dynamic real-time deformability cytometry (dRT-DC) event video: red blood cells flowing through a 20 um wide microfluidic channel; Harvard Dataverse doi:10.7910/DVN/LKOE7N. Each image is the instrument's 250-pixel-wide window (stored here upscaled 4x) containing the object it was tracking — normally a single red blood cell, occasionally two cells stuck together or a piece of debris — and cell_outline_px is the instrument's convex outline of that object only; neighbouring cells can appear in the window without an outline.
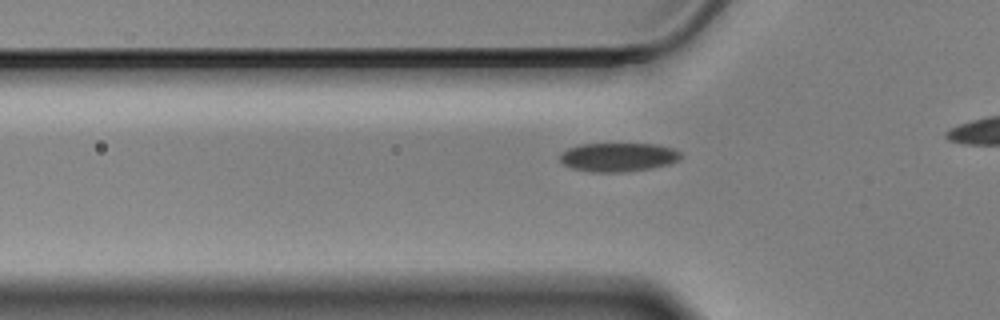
{"species": "Egyptian fruit bat (a non-hibernating species)", "species_latin": "Rousettus aegyptiacus", "temperature_condition": "cold", "stored_images_in_passage": 42, "camera_frame_rate_fps": 3000, "um_per_image_px": 0.085, "animal": {"sex": "male"}, "frame": {"image": 1, "passage_image": 14, "time_ms": 4.333, "image_size_px": [1000, 320], "cell_outline_px": [[680, 160], [668, 164], [652, 168], [628, 172], [588, 172], [572, 168], [564, 164], [560, 160], [560, 152], [568, 148], [580, 144], [656, 144], [672, 148], [680, 152]], "centroid_in_image_um": [52.53, 13.36], "position_along_channel_um": 73.3, "area_um2": 20.4}}
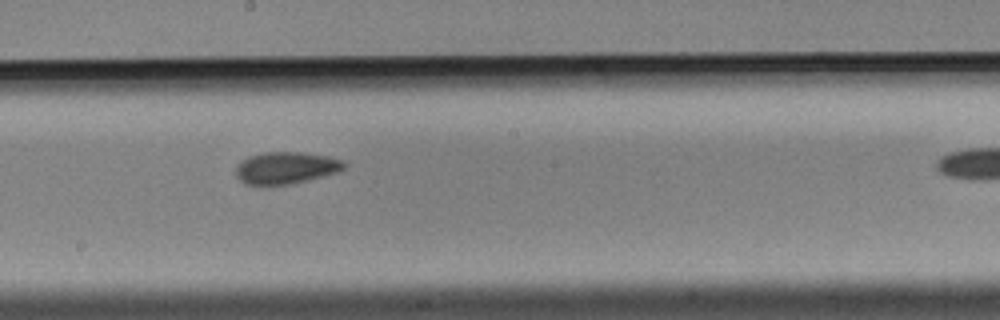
{"frame": {"image": 2, "passage_image": 27, "time_ms": 8.667, "image_size_px": [1000, 320], "cell_outline_px": [[348, 164], [340, 172], [308, 180], [288, 184], [260, 188], [244, 184], [236, 176], [236, 168], [248, 156], [264, 152], [300, 152], [328, 156], [344, 160]], "centroid_in_image_um": [24.31, 14.3], "position_along_channel_um": 223.9, "area_um2": 20.75}}
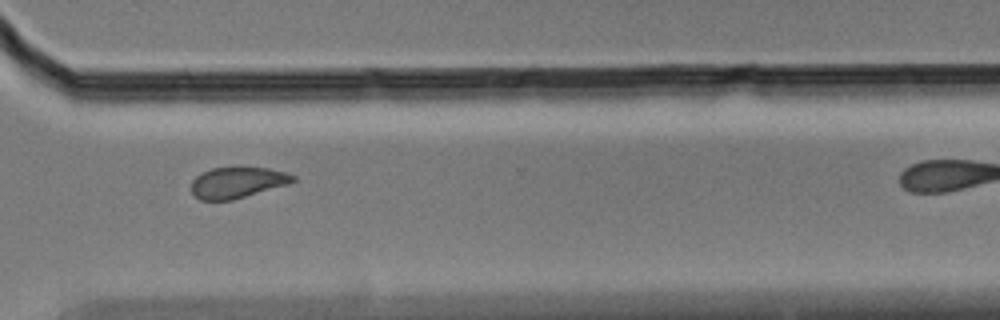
{"frame": {"image": 3, "passage_image": 38, "time_ms": 12.333, "image_size_px": [1000, 320], "cell_outline_px": [[296, 180], [288, 184], [232, 200], [200, 200], [192, 192], [192, 180], [200, 172], [212, 168], [268, 168], [284, 172], [296, 176]], "centroid_in_image_um": [20.16, 15.51], "position_along_channel_um": 350.4, "area_um2": 18.15}}